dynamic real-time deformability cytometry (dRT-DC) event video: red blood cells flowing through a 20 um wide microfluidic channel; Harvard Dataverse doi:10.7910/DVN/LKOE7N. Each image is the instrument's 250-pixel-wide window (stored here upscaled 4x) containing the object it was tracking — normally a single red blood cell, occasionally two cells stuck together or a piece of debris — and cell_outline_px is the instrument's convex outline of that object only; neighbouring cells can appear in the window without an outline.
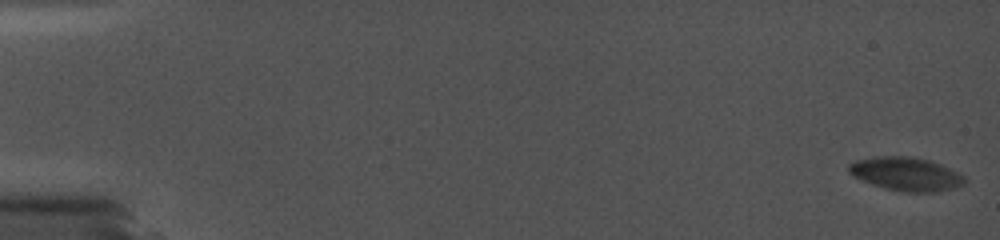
{"species": "common noctule bat (a hibernating species)", "species_latin": "Nyctalus noctula", "temperature_condition": "cold", "stored_images_in_passage": 12, "camera_frame_rate_fps": 5000, "um_per_image_px": 0.085, "animal": {"sex": "female", "body_mass_g": 19.0, "forearm_length_mm": 56.7}, "frame": {"image": 1, "passage_image": 1, "time_ms": 0.0, "image_size_px": [1000, 240], "cell_outline_px": [[968, 180], [964, 184], [956, 188], [936, 192], [904, 192], [872, 184], [848, 172], [848, 164], [856, 160], [872, 156], [912, 156], [928, 160], [940, 164], [964, 176]], "centroid_in_image_um": [77.04, 14.78], "position_along_channel_um": 8.0, "area_um2": 22.54}}
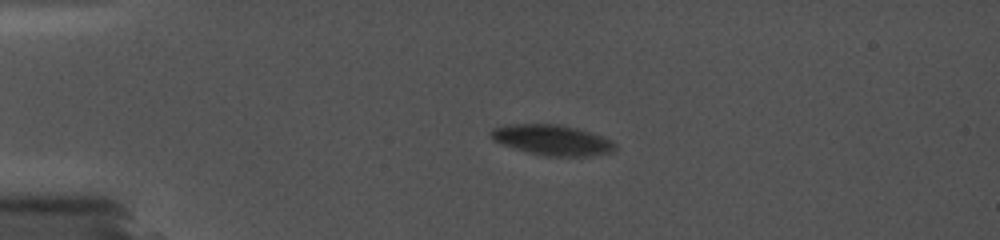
{"frame": {"image": 2, "passage_image": 6, "time_ms": 4.4, "image_size_px": [1000, 240], "cell_outline_px": [[616, 148], [612, 152], [588, 156], [544, 156], [528, 152], [492, 140], [488, 132], [492, 128], [504, 124], [560, 124], [576, 128], [604, 136], [612, 140], [616, 144]], "centroid_in_image_um": [46.93, 11.89], "position_along_channel_um": 38.1, "area_um2": 22.14}}
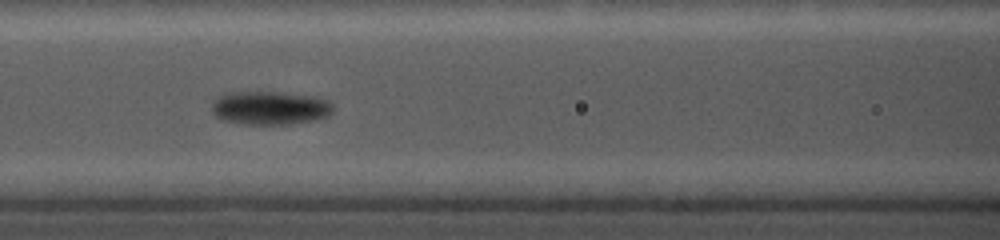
{"frame": {"image": 3, "passage_image": 11, "time_ms": 8.6, "image_size_px": [1000, 240], "cell_outline_px": [[332, 112], [328, 116], [316, 120], [288, 124], [244, 124], [224, 120], [216, 116], [212, 112], [212, 100], [216, 96], [224, 92], [280, 92], [316, 96], [328, 100], [332, 104]], "centroid_in_image_um": [22.93, 9.16], "position_along_channel_um": 143.7, "area_um2": 23.99}}